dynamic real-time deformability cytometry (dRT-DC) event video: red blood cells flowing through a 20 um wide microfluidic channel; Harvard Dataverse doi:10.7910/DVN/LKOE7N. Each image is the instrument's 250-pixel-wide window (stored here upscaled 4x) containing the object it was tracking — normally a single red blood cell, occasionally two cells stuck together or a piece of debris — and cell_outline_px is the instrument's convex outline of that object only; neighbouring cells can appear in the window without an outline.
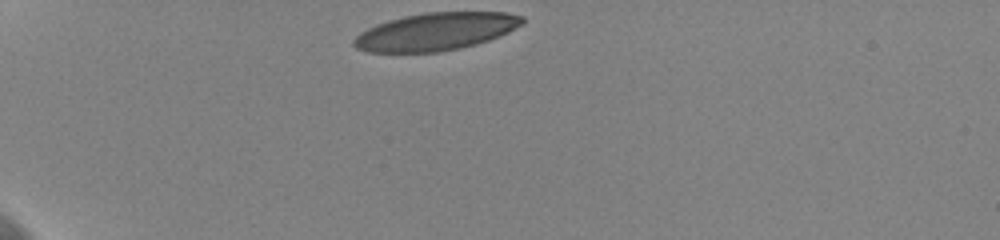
{"species": "human", "species_latin": "Homo sapiens", "temperature_condition": "cold", "stored_images_in_passage": 34, "camera_frame_rate_fps": 3000, "um_per_image_px": 0.085, "donor": {"sex": "female"}, "frame": {"image": 1, "passage_image": 1, "time_ms": 0.0, "image_size_px": [1000, 240], "cell_outline_px": [[524, 24], [500, 36], [476, 44], [460, 48], [436, 52], [368, 52], [356, 48], [352, 44], [352, 40], [360, 32], [376, 24], [388, 20], [404, 16], [424, 12], [504, 12], [524, 16]], "centroid_in_image_um": [37.04, 2.68], "position_along_channel_um": 48.0, "area_um2": 37.05}}
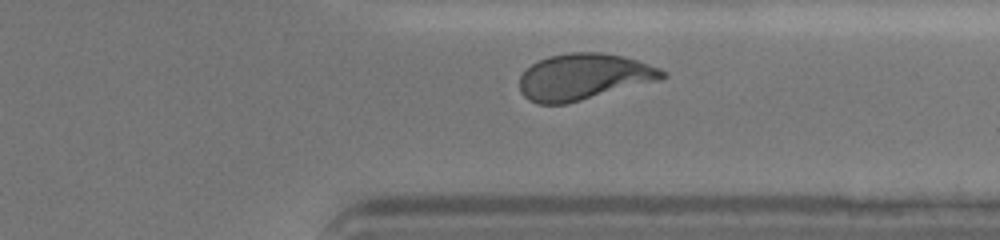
{"frame": {"image": 2, "passage_image": 31, "time_ms": 10.0, "image_size_px": [1000, 240], "cell_outline_px": [[668, 76], [660, 80], [568, 104], [540, 104], [528, 100], [520, 92], [520, 76], [532, 64], [548, 56], [572, 52], [600, 52], [620, 56], [636, 60], [660, 68], [668, 72]], "centroid_in_image_um": [49.63, 6.54], "position_along_channel_um": 361.8, "area_um2": 38.55}}
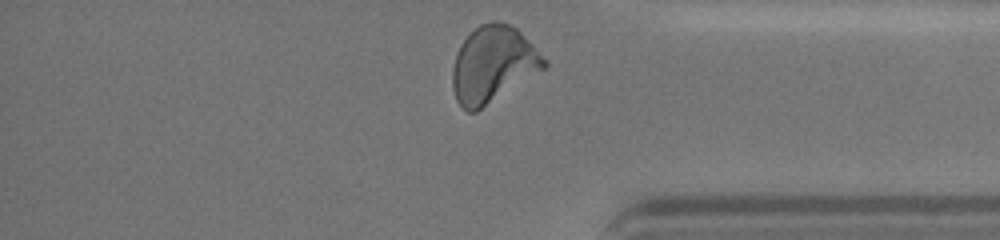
{"frame": {"image": 3, "passage_image": 34, "time_ms": 11.0, "image_size_px": [1000, 240], "cell_outline_px": [[548, 64], [544, 68], [476, 112], [468, 112], [456, 100], [452, 88], [452, 68], [460, 44], [480, 24], [492, 20], [500, 20], [516, 28], [548, 60]], "centroid_in_image_um": [41.89, 5.46], "position_along_channel_um": 393.3, "area_um2": 40.34}, "authors_computed_cell_mechanics": {"area_um2": 38.8127, "velocity_mm_per_s": 3.602, "shape_relaxation_time_tau1_ms": 5.433, "shape_relaxation_time_tau2_ms": 1.0641, "deformation_change_tau1": 0.1866, "deformation_change_tau2": 0.0654}}